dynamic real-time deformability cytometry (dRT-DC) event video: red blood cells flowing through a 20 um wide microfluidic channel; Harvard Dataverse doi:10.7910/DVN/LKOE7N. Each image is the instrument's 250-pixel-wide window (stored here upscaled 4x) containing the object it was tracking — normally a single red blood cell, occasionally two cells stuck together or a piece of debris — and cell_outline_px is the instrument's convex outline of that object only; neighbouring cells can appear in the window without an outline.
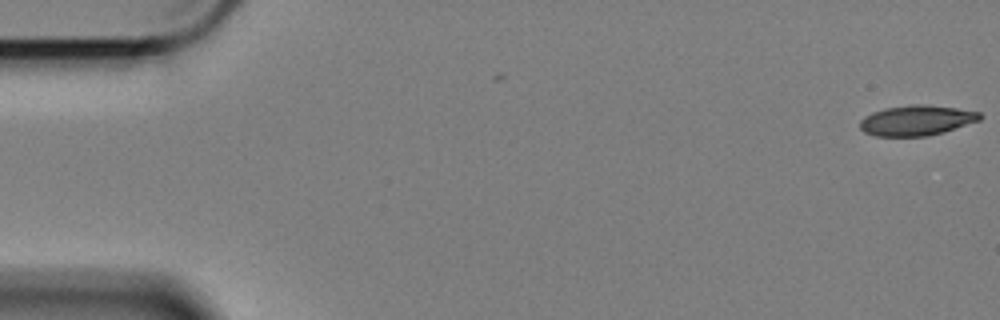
{"species": "Egyptian fruit bat (a non-hibernating species)", "species_latin": "Rousettus aegyptiacus", "temperature_condition": "cold", "stored_images_in_passage": 5, "camera_frame_rate_fps": 3000, "um_per_image_px": 0.085, "animal": {"sex": "female"}, "frame": {"image": 1, "passage_image": 1, "time_ms": 0.0, "image_size_px": [1000, 320], "cell_outline_px": [[984, 116], [980, 120], [940, 132], [924, 136], [876, 136], [864, 132], [860, 128], [860, 120], [864, 116], [872, 112], [888, 108], [912, 104], [920, 104], [956, 108], [980, 112]], "centroid_in_image_um": [77.88, 10.23], "position_along_channel_um": 7.1, "area_um2": 20.81}}